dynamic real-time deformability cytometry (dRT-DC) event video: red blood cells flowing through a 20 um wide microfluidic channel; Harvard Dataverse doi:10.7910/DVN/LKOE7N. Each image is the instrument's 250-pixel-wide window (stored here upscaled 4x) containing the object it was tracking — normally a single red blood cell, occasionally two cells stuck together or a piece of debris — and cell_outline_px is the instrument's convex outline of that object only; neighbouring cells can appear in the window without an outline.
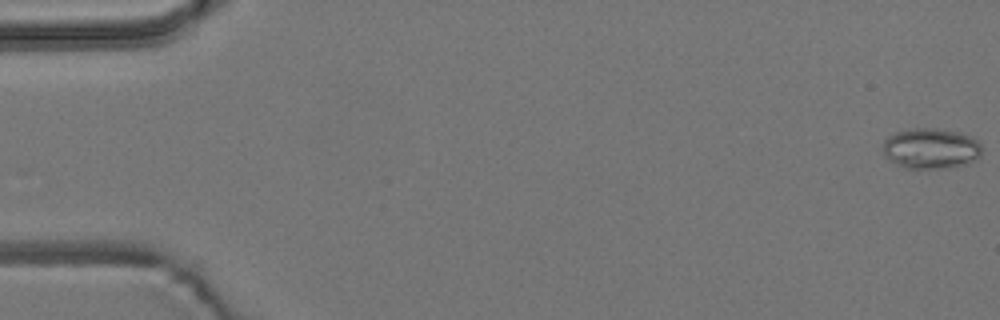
{"species": "common noctule bat (a hibernating species)", "species_latin": "Nyctalus noctula", "temperature_condition": "room temperature", "stored_images_in_passage": 56, "camera_frame_rate_fps": 3000, "um_per_image_px": 0.085, "animal": {"sex": "male", "body_mass_g": 19.2, "forearm_length_mm": 51.8}, "frame": {"image": 1, "passage_image": 1, "time_ms": 0.0, "image_size_px": [1000, 320], "cell_outline_px": [[980, 156], [976, 160], [968, 164], [952, 168], [908, 168], [888, 160], [884, 156], [884, 140], [888, 136], [896, 132], [912, 128], [936, 128], [960, 132], [972, 136], [980, 144]], "centroid_in_image_um": [79.14, 12.62], "position_along_channel_um": 5.9, "area_um2": 23.58}}
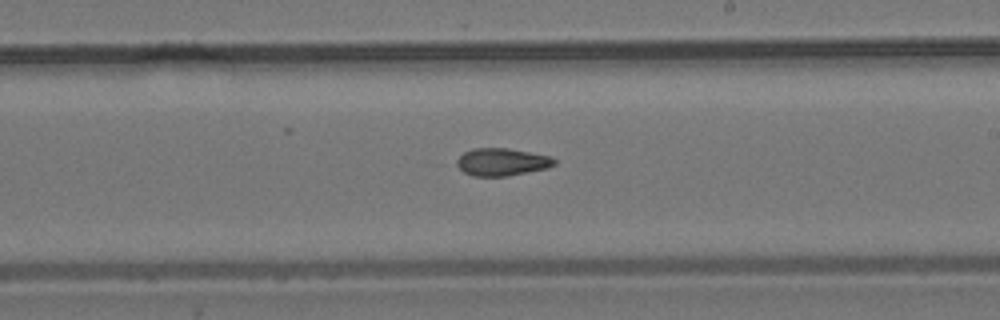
{"frame": {"image": 2, "passage_image": 33, "time_ms": 10.667, "image_size_px": [1000, 320], "cell_outline_px": [[556, 164], [544, 168], [508, 176], [472, 176], [464, 172], [456, 164], [456, 160], [464, 152], [472, 148], [508, 148], [552, 156], [556, 160]], "centroid_in_image_um": [42.64, 13.76], "position_along_channel_um": 246.4, "area_um2": 15.61}}
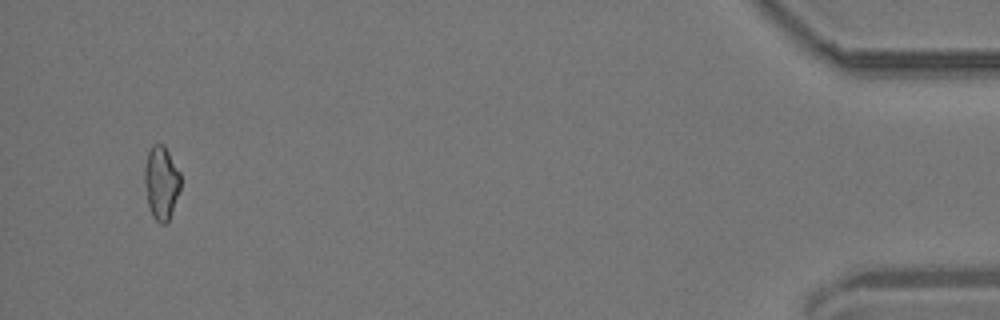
{"frame": {"image": 3, "passage_image": 54, "time_ms": 17.667, "image_size_px": [1000, 320], "cell_outline_px": [[180, 188], [168, 220], [164, 224], [160, 224], [152, 216], [148, 204], [144, 184], [144, 168], [148, 152], [152, 144], [164, 144], [180, 172]], "centroid_in_image_um": [13.69, 15.5], "position_along_channel_um": 421.5, "area_um2": 15.32}, "authors_computed_cell_mechanics": {"area_um2": 15.8372, "velocity_mm_per_s": 3.6901, "shape_relaxation_time_tau1_ms": null, "shape_relaxation_time_tau2_ms": 4.9819, "deformation_change_tau1": null, "deformation_change_tau2": 0.1197}}